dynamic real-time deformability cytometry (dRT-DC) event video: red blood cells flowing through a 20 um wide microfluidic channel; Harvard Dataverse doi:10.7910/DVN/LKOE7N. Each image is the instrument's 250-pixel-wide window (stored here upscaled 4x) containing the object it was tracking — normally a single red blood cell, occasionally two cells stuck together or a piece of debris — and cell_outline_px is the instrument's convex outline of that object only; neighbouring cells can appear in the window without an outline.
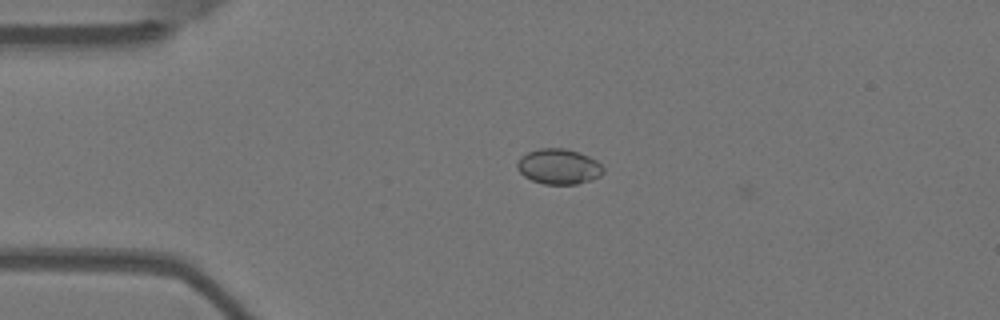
{"species": "Egyptian fruit bat (a non-hibernating species)", "species_latin": "Rousettus aegyptiacus", "temperature_condition": "warm", "stored_images_in_passage": 5, "camera_frame_rate_fps": 3000, "um_per_image_px": 0.085, "animal": {"sex": "female"}, "frame": {"image": 1, "passage_image": 4, "time_ms": 1.0, "image_size_px": [1000, 320], "cell_outline_px": [[604, 172], [600, 176], [592, 180], [576, 184], [544, 184], [532, 180], [524, 176], [516, 168], [516, 164], [520, 156], [528, 152], [540, 148], [564, 148], [588, 156], [596, 160], [604, 168]], "centroid_in_image_um": [47.48, 14.16], "position_along_channel_um": 37.5, "area_um2": 17.74}}